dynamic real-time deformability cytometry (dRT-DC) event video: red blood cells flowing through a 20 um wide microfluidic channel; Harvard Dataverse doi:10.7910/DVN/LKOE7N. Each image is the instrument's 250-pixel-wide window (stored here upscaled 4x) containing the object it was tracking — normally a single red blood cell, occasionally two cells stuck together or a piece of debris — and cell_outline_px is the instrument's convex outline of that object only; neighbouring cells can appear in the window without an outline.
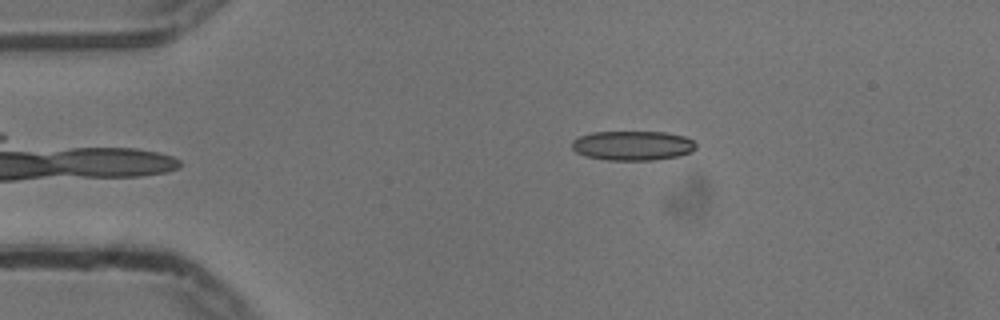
{"species": "common noctule bat (a hibernating species)", "species_latin": "Nyctalus noctula", "temperature_condition": "cold", "stored_images_in_passage": 39, "camera_frame_rate_fps": 3000, "um_per_image_px": 0.085, "animal": {"sex": "male", "body_mass_g": 13.3}, "frame": {"image": 1, "passage_image": 2, "time_ms": 0.333, "image_size_px": [1000, 320], "cell_outline_px": [[696, 148], [692, 152], [680, 156], [652, 160], [608, 160], [588, 156], [576, 152], [572, 148], [572, 140], [580, 136], [592, 132], [668, 132], [684, 136], [692, 140], [696, 144]], "centroid_in_image_um": [53.81, 12.37], "position_along_channel_um": 31.2, "area_um2": 21.39}}
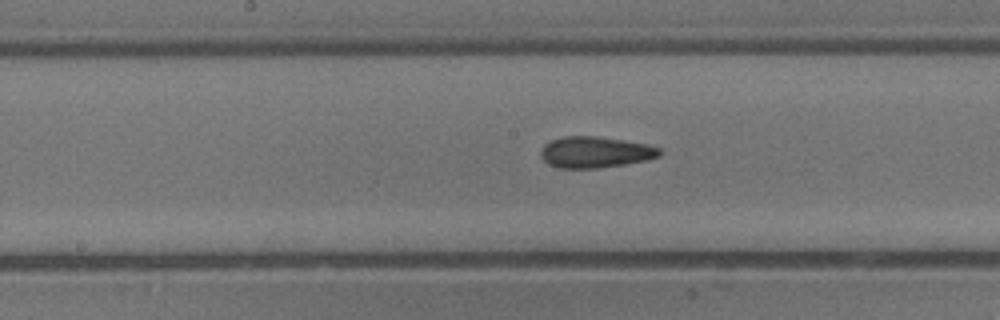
{"frame": {"image": 2, "passage_image": 19, "time_ms": 6.0, "image_size_px": [1000, 320], "cell_outline_px": [[664, 152], [660, 156], [648, 160], [624, 164], [596, 168], [560, 168], [548, 164], [540, 156], [540, 152], [544, 144], [552, 140], [564, 136], [596, 136], [624, 140], [648, 144], [660, 148]], "centroid_in_image_um": [50.62, 12.93], "position_along_channel_um": 197.6, "area_um2": 21.73}}
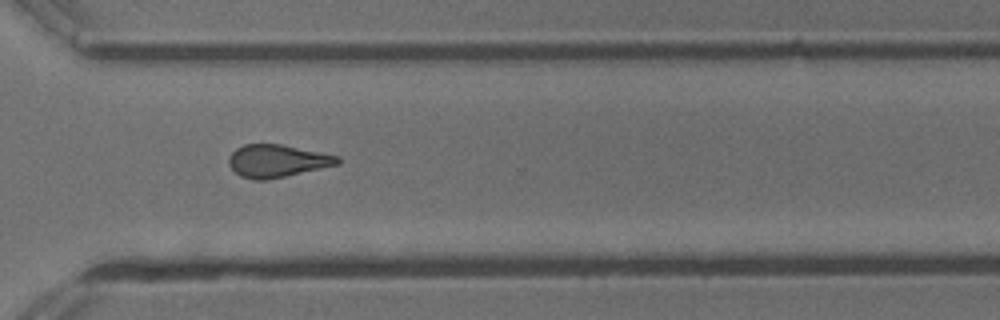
{"frame": {"image": 3, "passage_image": 31, "time_ms": 10.0, "image_size_px": [1000, 320], "cell_outline_px": [[340, 164], [268, 180], [256, 180], [240, 176], [228, 164], [228, 156], [236, 148], [244, 144], [284, 144], [340, 156]], "centroid_in_image_um": [23.57, 13.67], "position_along_channel_um": 347.0, "area_um2": 20.87}, "authors_computed_cell_mechanics": {"area_um2": 21.5594, "velocity_mm_per_s": 3.7501, "shape_relaxation_time_tau1_ms": 10.1318, "shape_relaxation_time_tau2_ms": 3.2734, "deformation_change_tau1": 0.1755, "deformation_change_tau2": 0.1164}}